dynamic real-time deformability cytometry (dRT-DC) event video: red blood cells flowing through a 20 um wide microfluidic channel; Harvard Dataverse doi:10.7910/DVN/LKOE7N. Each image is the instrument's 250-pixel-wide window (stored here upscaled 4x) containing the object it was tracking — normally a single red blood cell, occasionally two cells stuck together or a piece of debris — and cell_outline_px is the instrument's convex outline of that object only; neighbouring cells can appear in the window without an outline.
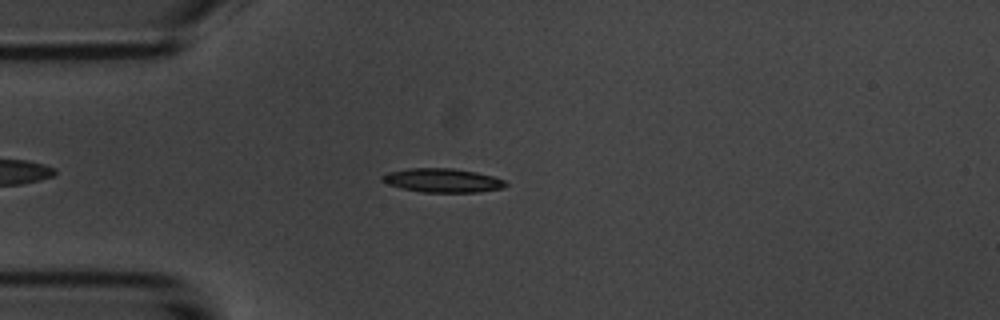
{"species": "common noctule bat (a hibernating species)", "species_latin": "Nyctalus noctula", "temperature_condition": "room temperature", "stored_images_in_passage": 44, "camera_frame_rate_fps": 3000, "um_per_image_px": 0.085, "animal": {"sex": "male", "body_mass_g": 20.1, "forearm_length_mm": 53.5}, "frame": {"image": 1, "passage_image": 9, "time_ms": 2.667, "image_size_px": [1000, 320], "cell_outline_px": [[508, 184], [504, 188], [480, 192], [420, 192], [388, 184], [380, 180], [380, 176], [388, 172], [408, 168], [452, 168], [476, 172], [492, 176], [504, 180]], "centroid_in_image_um": [37.61, 15.33], "position_along_channel_um": 47.4, "area_um2": 17.22}}
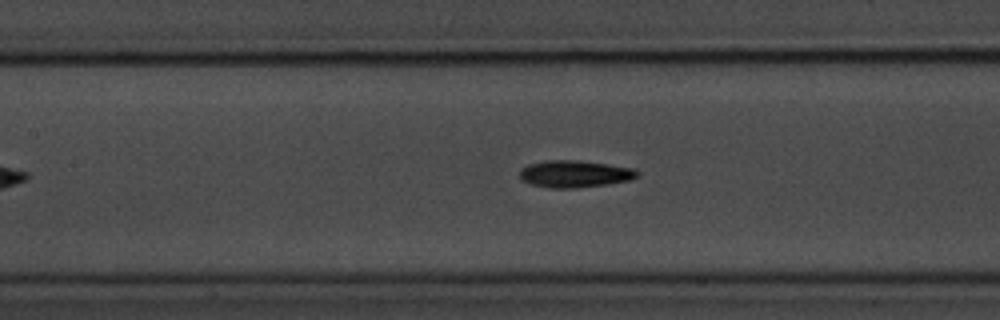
{"frame": {"image": 2, "passage_image": 19, "time_ms": 6.0, "image_size_px": [1000, 320], "cell_outline_px": [[640, 172], [632, 180], [608, 184], [576, 188], [552, 188], [532, 184], [524, 180], [520, 176], [520, 168], [528, 164], [548, 160], [576, 160], [608, 164], [632, 168]], "centroid_in_image_um": [48.87, 14.78], "position_along_channel_um": 158.5, "area_um2": 18.44}}
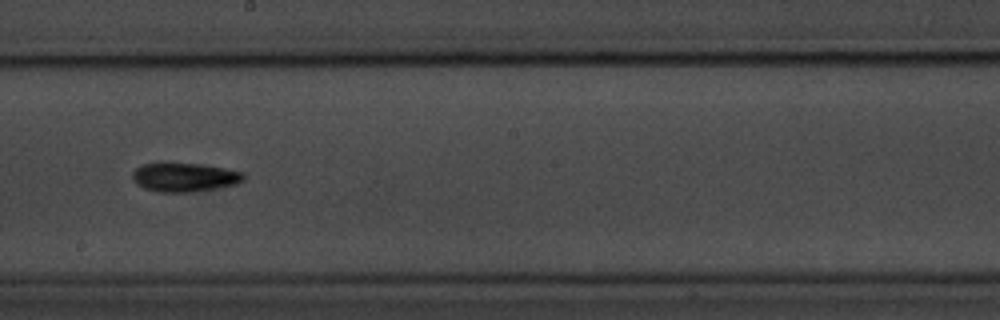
{"frame": {"image": 3, "passage_image": 25, "time_ms": 8.0, "image_size_px": [1000, 320], "cell_outline_px": [[244, 180], [236, 184], [216, 188], [188, 192], [156, 192], [144, 188], [136, 184], [132, 180], [132, 172], [136, 168], [144, 164], [160, 160], [200, 164], [224, 168], [244, 172]], "centroid_in_image_um": [15.61, 15.03], "position_along_channel_um": 232.6, "area_um2": 19.31}, "authors_computed_cell_mechanics": {"area_um2": 17.2822, "velocity_mm_per_s": 3.7108, "shape_relaxation_time_tau1_ms": 2.9801, "shape_relaxation_time_tau2_ms": 9.8257, "deformation_change_tau1": 0.1284, "deformation_change_tau2": 0.2088}}